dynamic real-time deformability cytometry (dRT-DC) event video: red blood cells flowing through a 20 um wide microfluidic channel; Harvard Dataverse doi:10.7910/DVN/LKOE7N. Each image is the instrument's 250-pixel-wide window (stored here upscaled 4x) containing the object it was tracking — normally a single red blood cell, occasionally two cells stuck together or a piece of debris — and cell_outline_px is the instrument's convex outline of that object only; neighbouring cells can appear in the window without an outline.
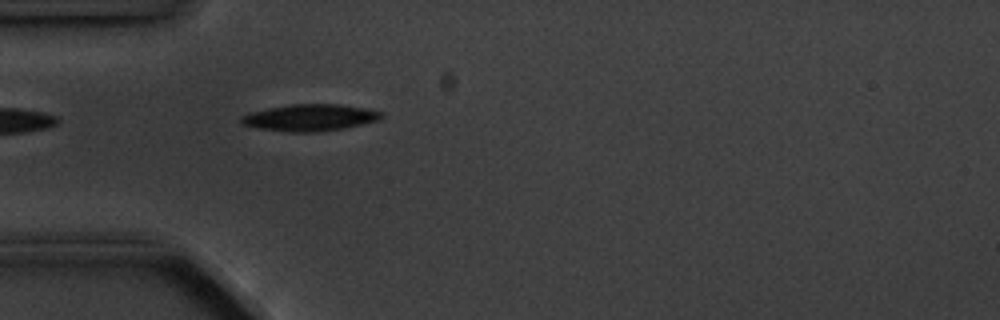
{"species": "common noctule bat (a hibernating species)", "species_latin": "Nyctalus noctula", "temperature_condition": "cold", "stored_images_in_passage": 4, "camera_frame_rate_fps": 3000, "um_per_image_px": 0.085, "animal": {"sex": "male", "body_mass_g": 20.1, "forearm_length_mm": 53.5}, "frame": {"image": 1, "passage_image": 4, "time_ms": 4.333, "image_size_px": [1000, 320], "cell_outline_px": [[384, 116], [380, 120], [344, 128], [316, 132], [292, 132], [260, 128], [244, 124], [240, 120], [240, 116], [248, 112], [288, 104], [340, 104], [364, 108], [384, 112]], "centroid_in_image_um": [26.37, 9.98], "position_along_channel_um": 58.6, "area_um2": 21.85}}